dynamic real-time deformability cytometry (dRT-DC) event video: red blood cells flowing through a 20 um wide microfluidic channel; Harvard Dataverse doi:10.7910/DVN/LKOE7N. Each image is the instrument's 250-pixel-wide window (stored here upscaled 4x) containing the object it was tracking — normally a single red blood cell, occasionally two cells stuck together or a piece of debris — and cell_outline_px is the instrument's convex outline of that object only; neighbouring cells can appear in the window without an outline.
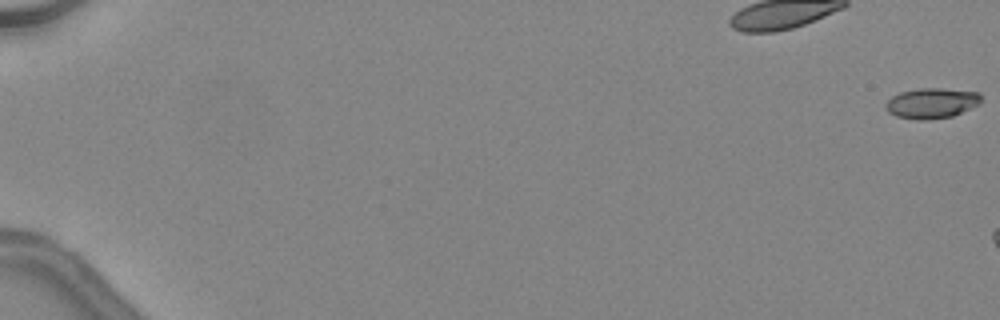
{"species": "common noctule bat (a hibernating species)", "species_latin": "Nyctalus noctula", "temperature_condition": "warm", "stored_images_in_passage": 6, "camera_frame_rate_fps": 3000, "um_per_image_px": 0.085, "animal": {"sex": "female", "body_mass_g": 24.6, "forearm_length_mm": 56.2}, "frame": {"image": 1, "passage_image": 1, "time_ms": 0.0, "image_size_px": [1000, 320], "cell_outline_px": [[980, 104], [952, 116], [928, 120], [916, 120], [896, 116], [888, 112], [884, 108], [884, 104], [892, 96], [900, 92], [920, 88], [940, 88], [980, 92]], "centroid_in_image_um": [79.16, 8.77], "position_along_channel_um": 5.8, "area_um2": 16.99}}